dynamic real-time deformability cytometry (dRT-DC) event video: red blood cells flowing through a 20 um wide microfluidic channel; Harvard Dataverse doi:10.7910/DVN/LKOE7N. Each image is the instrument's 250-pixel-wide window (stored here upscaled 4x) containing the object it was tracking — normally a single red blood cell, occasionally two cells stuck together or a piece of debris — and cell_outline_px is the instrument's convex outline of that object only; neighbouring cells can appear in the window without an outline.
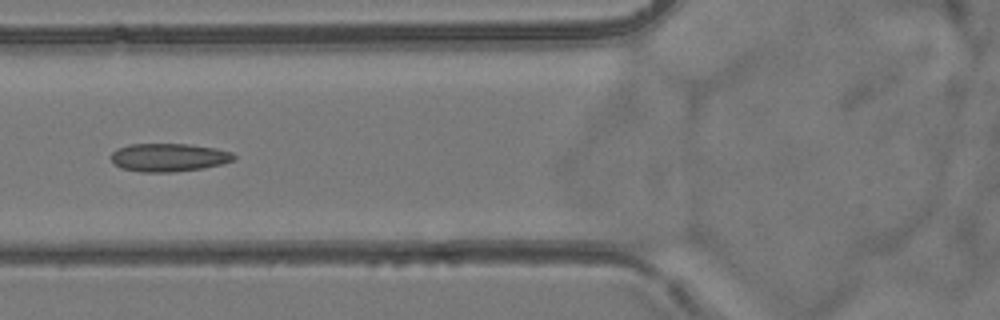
{"species": "common noctule bat (a hibernating species)", "species_latin": "Nyctalus noctula", "temperature_condition": "room temperature", "stored_images_in_passage": 6, "camera_frame_rate_fps": 3000, "um_per_image_px": 0.085, "animal": {"sex": "female", "body_mass_g": 24.6, "forearm_length_mm": 56.2}, "frame": {"image": 1, "passage_image": 6, "time_ms": 6.667, "image_size_px": [1000, 320], "cell_outline_px": [[236, 156], [232, 160], [224, 164], [204, 168], [172, 172], [140, 172], [120, 168], [112, 160], [112, 152], [116, 148], [128, 144], [188, 144], [216, 148], [232, 152]], "centroid_in_image_um": [14.35, 13.38], "position_along_channel_um": 111.5, "area_um2": 20.29}}